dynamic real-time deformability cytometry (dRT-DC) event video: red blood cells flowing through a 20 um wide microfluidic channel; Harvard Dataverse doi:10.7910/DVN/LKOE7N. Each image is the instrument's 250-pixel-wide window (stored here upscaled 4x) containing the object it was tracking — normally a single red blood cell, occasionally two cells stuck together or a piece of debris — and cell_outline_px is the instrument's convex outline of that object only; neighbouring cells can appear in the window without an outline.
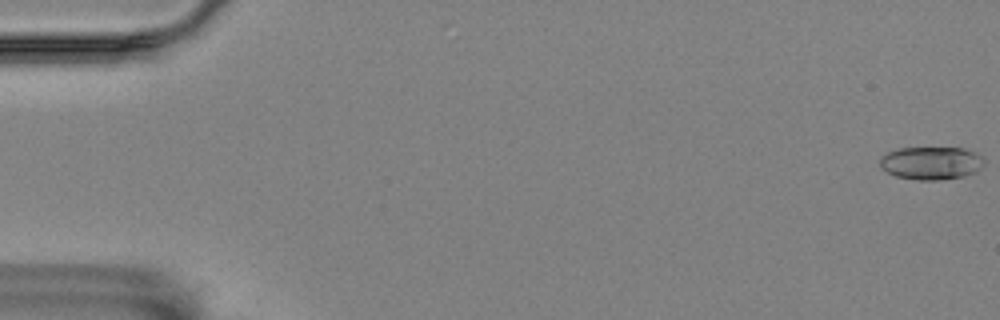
{"species": "Egyptian fruit bat (a non-hibernating species)", "species_latin": "Rousettus aegyptiacus", "temperature_condition": "room temperature", "stored_images_in_passage": 57, "camera_frame_rate_fps": 3000, "um_per_image_px": 0.085, "animal": {"sex": "female"}, "frame": {"image": 1, "passage_image": 1, "time_ms": 0.0, "image_size_px": [1000, 320], "cell_outline_px": [[984, 164], [976, 172], [964, 176], [940, 180], [920, 180], [896, 176], [880, 168], [880, 156], [888, 152], [900, 148], [964, 148], [976, 152], [984, 160]], "centroid_in_image_um": [79.15, 13.86], "position_along_channel_um": 5.8, "area_um2": 20.06}}
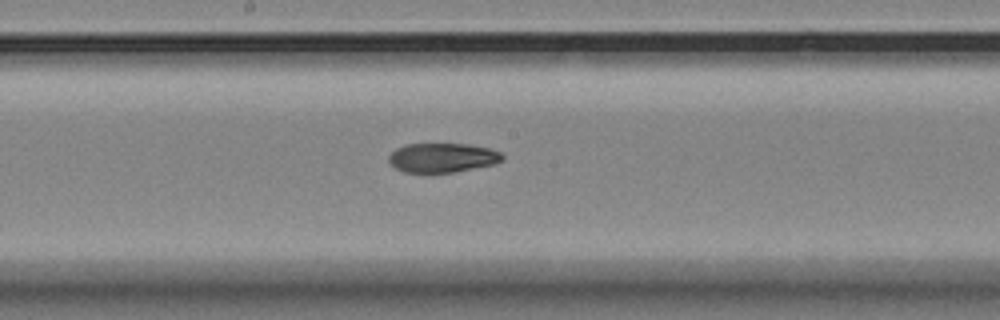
{"frame": {"image": 2, "passage_image": 31, "time_ms": 10.0, "image_size_px": [1000, 320], "cell_outline_px": [[504, 160], [492, 164], [456, 172], [404, 172], [396, 168], [388, 160], [388, 156], [396, 148], [404, 144], [468, 144], [488, 148], [500, 152], [504, 156]], "centroid_in_image_um": [37.6, 13.4], "position_along_channel_um": 210.6, "area_um2": 19.31}}
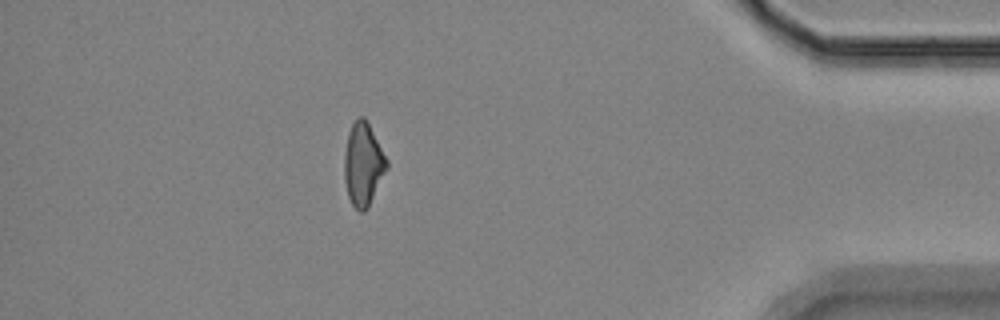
{"frame": {"image": 3, "passage_image": 51, "time_ms": 16.667, "image_size_px": [1000, 320], "cell_outline_px": [[388, 168], [368, 208], [364, 212], [360, 212], [352, 204], [348, 196], [344, 180], [344, 156], [348, 132], [352, 124], [360, 116], [364, 116], [388, 160]], "centroid_in_image_um": [30.87, 13.99], "position_along_channel_um": 404.3, "area_um2": 20.52}, "authors_computed_cell_mechanics": {"area_um2": 20.23, "velocity_mm_per_s": 3.5337, "shape_relaxation_time_tau1_ms": null, "shape_relaxation_time_tau2_ms": 2.9139, "deformation_change_tau1": null, "deformation_change_tau2": 0.0789}}